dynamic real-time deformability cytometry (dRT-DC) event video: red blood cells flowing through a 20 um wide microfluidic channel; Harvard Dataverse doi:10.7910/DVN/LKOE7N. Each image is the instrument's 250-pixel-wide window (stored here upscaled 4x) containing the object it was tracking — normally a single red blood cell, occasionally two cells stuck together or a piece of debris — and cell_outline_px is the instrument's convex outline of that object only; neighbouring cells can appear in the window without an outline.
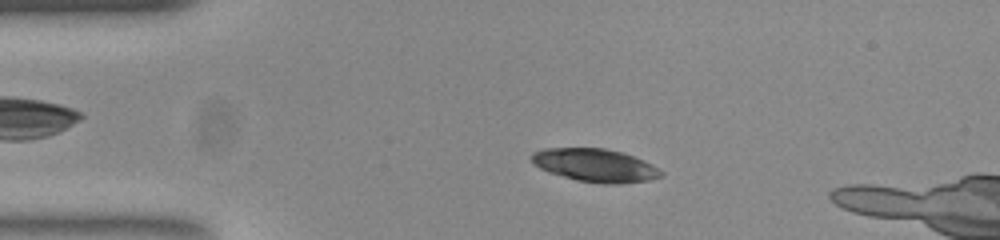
{"species": "common noctule bat (a hibernating species)", "species_latin": "Nyctalus noctula", "temperature_condition": "room temperature", "stored_images_in_passage": 49, "camera_frame_rate_fps": 3000, "um_per_image_px": 0.085, "animal": {"sex": "female", "body_mass_g": 23.0, "forearm_length_mm": 53.4}, "frame": {"image": 1, "passage_image": 10, "time_ms": 3.0, "image_size_px": [1000, 240], "cell_outline_px": [[664, 176], [648, 180], [620, 184], [604, 184], [576, 180], [548, 172], [540, 168], [532, 160], [532, 152], [544, 148], [604, 148], [620, 152], [632, 156], [652, 164], [664, 172]], "centroid_in_image_um": [50.61, 14.06], "position_along_channel_um": 34.4, "area_um2": 24.85}}
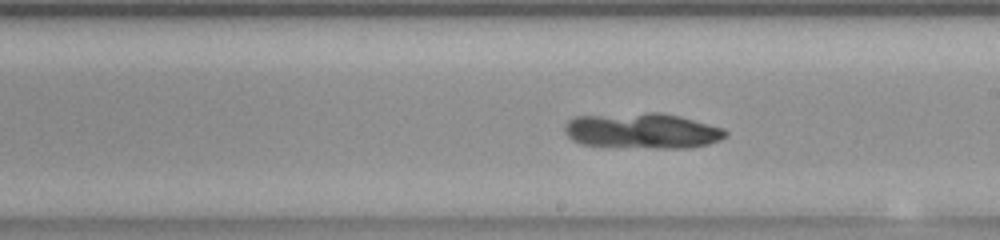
{"frame": {"image": 2, "passage_image": 29, "time_ms": 9.333, "image_size_px": [1000, 240], "cell_outline_px": [[728, 136], [720, 140], [708, 144], [688, 148], [656, 148], [580, 144], [572, 140], [564, 132], [564, 128], [568, 120], [576, 116], [648, 112], [660, 112], [680, 116], [724, 128], [728, 132]], "centroid_in_image_um": [54.62, 11.11], "position_along_channel_um": 234.4, "area_um2": 33.41}}
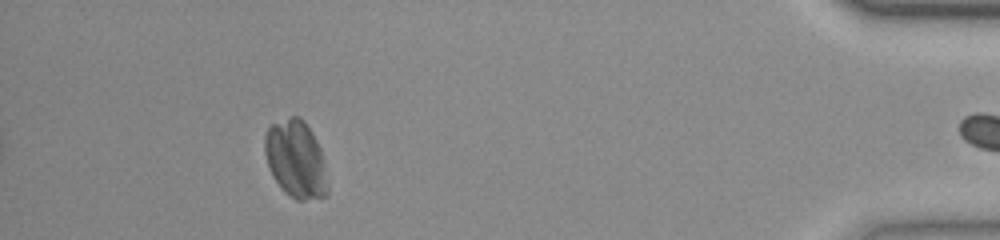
{"frame": {"image": 3, "passage_image": 48, "time_ms": 15.667, "image_size_px": [1000, 240], "cell_outline_px": [[328, 196], [304, 200], [296, 200], [284, 192], [280, 188], [272, 176], [264, 152], [264, 136], [268, 128], [272, 124], [292, 116], [300, 116], [304, 120], [312, 132], [320, 148], [324, 164], [328, 184]], "centroid_in_image_um": [25.14, 13.55], "position_along_channel_um": 410.1, "area_um2": 28.55}}